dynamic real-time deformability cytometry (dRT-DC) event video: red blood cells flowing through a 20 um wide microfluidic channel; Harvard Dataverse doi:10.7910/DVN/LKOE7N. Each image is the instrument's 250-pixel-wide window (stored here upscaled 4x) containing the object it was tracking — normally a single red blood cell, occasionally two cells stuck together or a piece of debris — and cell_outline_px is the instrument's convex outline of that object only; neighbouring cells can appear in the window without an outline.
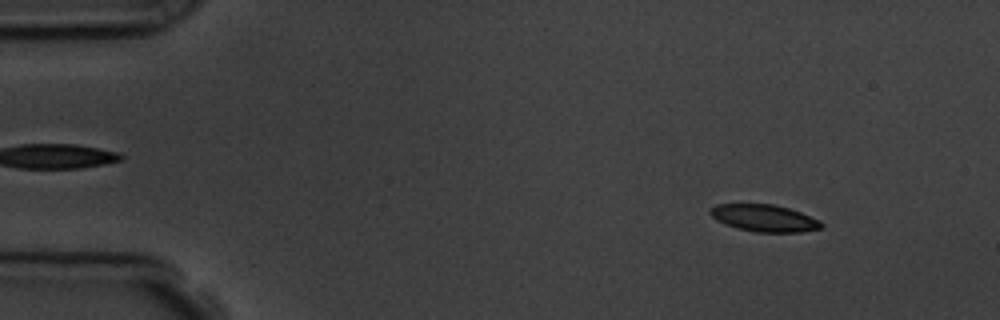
{"species": "common noctule bat (a hibernating species)", "species_latin": "Nyctalus noctula", "temperature_condition": "room temperature", "stored_images_in_passage": 4, "camera_frame_rate_fps": 3000, "um_per_image_px": 0.085, "animal": {"sex": "male", "body_mass_g": 19.5, "forearm_length_mm": 54.6}, "frame": {"image": 1, "passage_image": 1, "time_ms": 0.0, "image_size_px": [1000, 320], "cell_outline_px": [[824, 224], [820, 228], [800, 232], [756, 232], [736, 228], [724, 224], [716, 220], [708, 212], [708, 208], [716, 204], [772, 204], [788, 208], [800, 212], [820, 220]], "centroid_in_image_um": [64.91, 18.53], "position_along_channel_um": 20.1, "area_um2": 17.57}}
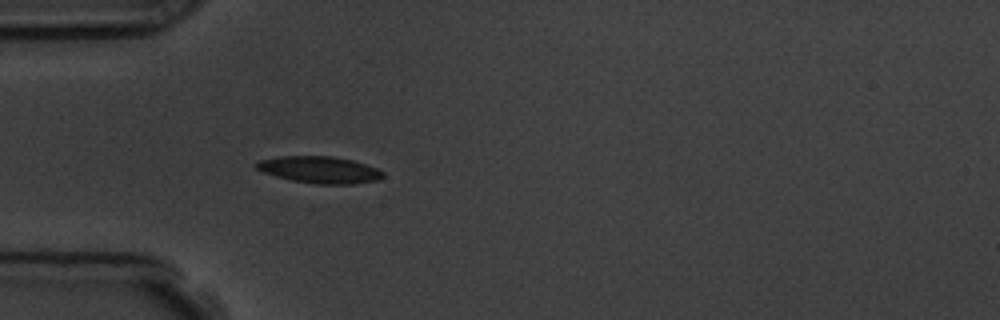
{"frame": {"image": 2, "passage_image": 4, "time_ms": 3.333, "image_size_px": [1000, 320], "cell_outline_px": [[384, 176], [380, 180], [352, 184], [316, 184], [292, 180], [276, 176], [264, 172], [256, 168], [256, 164], [260, 160], [280, 156], [332, 156], [352, 160], [376, 168], [384, 172]], "centroid_in_image_um": [27.2, 14.43], "position_along_channel_um": 57.8, "area_um2": 19.65}}